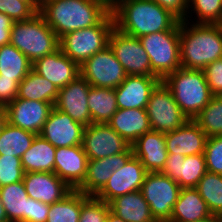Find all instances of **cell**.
Instances as JSON below:
<instances>
[{"label": "cell", "mask_w": 222, "mask_h": 222, "mask_svg": "<svg viewBox=\"0 0 222 222\" xmlns=\"http://www.w3.org/2000/svg\"><path fill=\"white\" fill-rule=\"evenodd\" d=\"M38 12L60 38L98 25L111 12V3L107 0H45Z\"/></svg>", "instance_id": "cell-1"}, {"label": "cell", "mask_w": 222, "mask_h": 222, "mask_svg": "<svg viewBox=\"0 0 222 222\" xmlns=\"http://www.w3.org/2000/svg\"><path fill=\"white\" fill-rule=\"evenodd\" d=\"M115 28L134 37L170 30L179 20L153 0H113Z\"/></svg>", "instance_id": "cell-2"}, {"label": "cell", "mask_w": 222, "mask_h": 222, "mask_svg": "<svg viewBox=\"0 0 222 222\" xmlns=\"http://www.w3.org/2000/svg\"><path fill=\"white\" fill-rule=\"evenodd\" d=\"M222 58L221 24H195L180 21L181 67L203 70Z\"/></svg>", "instance_id": "cell-3"}, {"label": "cell", "mask_w": 222, "mask_h": 222, "mask_svg": "<svg viewBox=\"0 0 222 222\" xmlns=\"http://www.w3.org/2000/svg\"><path fill=\"white\" fill-rule=\"evenodd\" d=\"M162 82L189 120H194L213 97L203 70L180 67Z\"/></svg>", "instance_id": "cell-4"}, {"label": "cell", "mask_w": 222, "mask_h": 222, "mask_svg": "<svg viewBox=\"0 0 222 222\" xmlns=\"http://www.w3.org/2000/svg\"><path fill=\"white\" fill-rule=\"evenodd\" d=\"M10 44L33 63L56 51L59 38L38 12L31 19L13 22Z\"/></svg>", "instance_id": "cell-5"}, {"label": "cell", "mask_w": 222, "mask_h": 222, "mask_svg": "<svg viewBox=\"0 0 222 222\" xmlns=\"http://www.w3.org/2000/svg\"><path fill=\"white\" fill-rule=\"evenodd\" d=\"M138 39L148 54L153 76L162 81L181 67L180 21L170 30L150 33Z\"/></svg>", "instance_id": "cell-6"}, {"label": "cell", "mask_w": 222, "mask_h": 222, "mask_svg": "<svg viewBox=\"0 0 222 222\" xmlns=\"http://www.w3.org/2000/svg\"><path fill=\"white\" fill-rule=\"evenodd\" d=\"M114 27V17L110 12L98 25L61 36L59 48L80 66L94 54L109 46V37Z\"/></svg>", "instance_id": "cell-7"}, {"label": "cell", "mask_w": 222, "mask_h": 222, "mask_svg": "<svg viewBox=\"0 0 222 222\" xmlns=\"http://www.w3.org/2000/svg\"><path fill=\"white\" fill-rule=\"evenodd\" d=\"M145 109L152 131L171 132L189 120L162 81L151 92Z\"/></svg>", "instance_id": "cell-8"}, {"label": "cell", "mask_w": 222, "mask_h": 222, "mask_svg": "<svg viewBox=\"0 0 222 222\" xmlns=\"http://www.w3.org/2000/svg\"><path fill=\"white\" fill-rule=\"evenodd\" d=\"M180 189L177 182L161 172H147L140 191L155 220L163 221L170 220Z\"/></svg>", "instance_id": "cell-9"}, {"label": "cell", "mask_w": 222, "mask_h": 222, "mask_svg": "<svg viewBox=\"0 0 222 222\" xmlns=\"http://www.w3.org/2000/svg\"><path fill=\"white\" fill-rule=\"evenodd\" d=\"M79 68L80 76L94 87L115 89L127 76L110 46L84 61Z\"/></svg>", "instance_id": "cell-10"}, {"label": "cell", "mask_w": 222, "mask_h": 222, "mask_svg": "<svg viewBox=\"0 0 222 222\" xmlns=\"http://www.w3.org/2000/svg\"><path fill=\"white\" fill-rule=\"evenodd\" d=\"M109 46L127 75L153 76L148 54L137 37L114 27L109 37Z\"/></svg>", "instance_id": "cell-11"}, {"label": "cell", "mask_w": 222, "mask_h": 222, "mask_svg": "<svg viewBox=\"0 0 222 222\" xmlns=\"http://www.w3.org/2000/svg\"><path fill=\"white\" fill-rule=\"evenodd\" d=\"M131 145L107 123H91L83 130L82 147L88 160L125 152Z\"/></svg>", "instance_id": "cell-12"}, {"label": "cell", "mask_w": 222, "mask_h": 222, "mask_svg": "<svg viewBox=\"0 0 222 222\" xmlns=\"http://www.w3.org/2000/svg\"><path fill=\"white\" fill-rule=\"evenodd\" d=\"M146 174L140 160L133 155L125 165L112 172L110 179L95 197L109 203L118 196L139 191Z\"/></svg>", "instance_id": "cell-13"}, {"label": "cell", "mask_w": 222, "mask_h": 222, "mask_svg": "<svg viewBox=\"0 0 222 222\" xmlns=\"http://www.w3.org/2000/svg\"><path fill=\"white\" fill-rule=\"evenodd\" d=\"M54 105L16 98L6 106L7 122L39 135Z\"/></svg>", "instance_id": "cell-14"}, {"label": "cell", "mask_w": 222, "mask_h": 222, "mask_svg": "<svg viewBox=\"0 0 222 222\" xmlns=\"http://www.w3.org/2000/svg\"><path fill=\"white\" fill-rule=\"evenodd\" d=\"M84 128L68 114L53 107L39 135L55 148L70 147L82 145Z\"/></svg>", "instance_id": "cell-15"}, {"label": "cell", "mask_w": 222, "mask_h": 222, "mask_svg": "<svg viewBox=\"0 0 222 222\" xmlns=\"http://www.w3.org/2000/svg\"><path fill=\"white\" fill-rule=\"evenodd\" d=\"M90 84L80 75L68 85L59 89L54 107L68 114L74 121L83 126L91 124L88 108Z\"/></svg>", "instance_id": "cell-16"}, {"label": "cell", "mask_w": 222, "mask_h": 222, "mask_svg": "<svg viewBox=\"0 0 222 222\" xmlns=\"http://www.w3.org/2000/svg\"><path fill=\"white\" fill-rule=\"evenodd\" d=\"M23 183L29 198L49 205L63 200L73 191L54 172L24 173Z\"/></svg>", "instance_id": "cell-17"}, {"label": "cell", "mask_w": 222, "mask_h": 222, "mask_svg": "<svg viewBox=\"0 0 222 222\" xmlns=\"http://www.w3.org/2000/svg\"><path fill=\"white\" fill-rule=\"evenodd\" d=\"M207 172L204 154L190 156L168 154L161 173L177 182L180 188H196Z\"/></svg>", "instance_id": "cell-18"}, {"label": "cell", "mask_w": 222, "mask_h": 222, "mask_svg": "<svg viewBox=\"0 0 222 222\" xmlns=\"http://www.w3.org/2000/svg\"><path fill=\"white\" fill-rule=\"evenodd\" d=\"M32 70L53 83L58 89L65 87L80 75L79 65L60 48L32 63Z\"/></svg>", "instance_id": "cell-19"}, {"label": "cell", "mask_w": 222, "mask_h": 222, "mask_svg": "<svg viewBox=\"0 0 222 222\" xmlns=\"http://www.w3.org/2000/svg\"><path fill=\"white\" fill-rule=\"evenodd\" d=\"M132 156L133 150L130 146L123 153L88 160L86 177L76 190L85 195L95 196L110 179L112 172L120 169Z\"/></svg>", "instance_id": "cell-20"}, {"label": "cell", "mask_w": 222, "mask_h": 222, "mask_svg": "<svg viewBox=\"0 0 222 222\" xmlns=\"http://www.w3.org/2000/svg\"><path fill=\"white\" fill-rule=\"evenodd\" d=\"M88 158L82 145L58 147L55 151L54 173L76 190L87 174Z\"/></svg>", "instance_id": "cell-21"}, {"label": "cell", "mask_w": 222, "mask_h": 222, "mask_svg": "<svg viewBox=\"0 0 222 222\" xmlns=\"http://www.w3.org/2000/svg\"><path fill=\"white\" fill-rule=\"evenodd\" d=\"M160 82L155 76L127 75L115 88L118 109H145L151 92Z\"/></svg>", "instance_id": "cell-22"}, {"label": "cell", "mask_w": 222, "mask_h": 222, "mask_svg": "<svg viewBox=\"0 0 222 222\" xmlns=\"http://www.w3.org/2000/svg\"><path fill=\"white\" fill-rule=\"evenodd\" d=\"M207 139L208 136L194 120H188L176 130L165 133L168 154H203Z\"/></svg>", "instance_id": "cell-23"}, {"label": "cell", "mask_w": 222, "mask_h": 222, "mask_svg": "<svg viewBox=\"0 0 222 222\" xmlns=\"http://www.w3.org/2000/svg\"><path fill=\"white\" fill-rule=\"evenodd\" d=\"M137 157L147 172H161L165 166L168 151L165 133L150 131L140 136L132 145Z\"/></svg>", "instance_id": "cell-24"}, {"label": "cell", "mask_w": 222, "mask_h": 222, "mask_svg": "<svg viewBox=\"0 0 222 222\" xmlns=\"http://www.w3.org/2000/svg\"><path fill=\"white\" fill-rule=\"evenodd\" d=\"M107 124L129 145L151 131L146 109H118Z\"/></svg>", "instance_id": "cell-25"}, {"label": "cell", "mask_w": 222, "mask_h": 222, "mask_svg": "<svg viewBox=\"0 0 222 222\" xmlns=\"http://www.w3.org/2000/svg\"><path fill=\"white\" fill-rule=\"evenodd\" d=\"M212 213L196 188H181L173 206L171 222H196Z\"/></svg>", "instance_id": "cell-26"}, {"label": "cell", "mask_w": 222, "mask_h": 222, "mask_svg": "<svg viewBox=\"0 0 222 222\" xmlns=\"http://www.w3.org/2000/svg\"><path fill=\"white\" fill-rule=\"evenodd\" d=\"M110 211L125 222H155L141 191L118 196L109 202Z\"/></svg>", "instance_id": "cell-27"}, {"label": "cell", "mask_w": 222, "mask_h": 222, "mask_svg": "<svg viewBox=\"0 0 222 222\" xmlns=\"http://www.w3.org/2000/svg\"><path fill=\"white\" fill-rule=\"evenodd\" d=\"M56 148L40 135H36L30 148L22 155L21 163L27 172H54Z\"/></svg>", "instance_id": "cell-28"}, {"label": "cell", "mask_w": 222, "mask_h": 222, "mask_svg": "<svg viewBox=\"0 0 222 222\" xmlns=\"http://www.w3.org/2000/svg\"><path fill=\"white\" fill-rule=\"evenodd\" d=\"M0 198L9 222H27L29 197L23 181L0 187Z\"/></svg>", "instance_id": "cell-29"}, {"label": "cell", "mask_w": 222, "mask_h": 222, "mask_svg": "<svg viewBox=\"0 0 222 222\" xmlns=\"http://www.w3.org/2000/svg\"><path fill=\"white\" fill-rule=\"evenodd\" d=\"M88 108L91 123H108L118 110L115 89L90 86Z\"/></svg>", "instance_id": "cell-30"}, {"label": "cell", "mask_w": 222, "mask_h": 222, "mask_svg": "<svg viewBox=\"0 0 222 222\" xmlns=\"http://www.w3.org/2000/svg\"><path fill=\"white\" fill-rule=\"evenodd\" d=\"M58 92L59 89L53 83L31 70L19 83L17 98L55 105Z\"/></svg>", "instance_id": "cell-31"}, {"label": "cell", "mask_w": 222, "mask_h": 222, "mask_svg": "<svg viewBox=\"0 0 222 222\" xmlns=\"http://www.w3.org/2000/svg\"><path fill=\"white\" fill-rule=\"evenodd\" d=\"M32 70V62L12 44L0 46V77L21 82Z\"/></svg>", "instance_id": "cell-32"}, {"label": "cell", "mask_w": 222, "mask_h": 222, "mask_svg": "<svg viewBox=\"0 0 222 222\" xmlns=\"http://www.w3.org/2000/svg\"><path fill=\"white\" fill-rule=\"evenodd\" d=\"M36 134L6 122L0 132V155L21 158L30 148Z\"/></svg>", "instance_id": "cell-33"}, {"label": "cell", "mask_w": 222, "mask_h": 222, "mask_svg": "<svg viewBox=\"0 0 222 222\" xmlns=\"http://www.w3.org/2000/svg\"><path fill=\"white\" fill-rule=\"evenodd\" d=\"M89 197L78 190H73L63 200L49 205L47 222H79L81 205Z\"/></svg>", "instance_id": "cell-34"}, {"label": "cell", "mask_w": 222, "mask_h": 222, "mask_svg": "<svg viewBox=\"0 0 222 222\" xmlns=\"http://www.w3.org/2000/svg\"><path fill=\"white\" fill-rule=\"evenodd\" d=\"M212 215L222 214V175L206 172L196 186Z\"/></svg>", "instance_id": "cell-35"}, {"label": "cell", "mask_w": 222, "mask_h": 222, "mask_svg": "<svg viewBox=\"0 0 222 222\" xmlns=\"http://www.w3.org/2000/svg\"><path fill=\"white\" fill-rule=\"evenodd\" d=\"M200 129L209 137L222 135V96H213L194 118Z\"/></svg>", "instance_id": "cell-36"}, {"label": "cell", "mask_w": 222, "mask_h": 222, "mask_svg": "<svg viewBox=\"0 0 222 222\" xmlns=\"http://www.w3.org/2000/svg\"><path fill=\"white\" fill-rule=\"evenodd\" d=\"M192 11L197 16L195 22L190 19L193 16ZM185 20L195 24H221L222 0H188Z\"/></svg>", "instance_id": "cell-37"}, {"label": "cell", "mask_w": 222, "mask_h": 222, "mask_svg": "<svg viewBox=\"0 0 222 222\" xmlns=\"http://www.w3.org/2000/svg\"><path fill=\"white\" fill-rule=\"evenodd\" d=\"M38 9L27 0H0V12L13 22L31 19Z\"/></svg>", "instance_id": "cell-38"}, {"label": "cell", "mask_w": 222, "mask_h": 222, "mask_svg": "<svg viewBox=\"0 0 222 222\" xmlns=\"http://www.w3.org/2000/svg\"><path fill=\"white\" fill-rule=\"evenodd\" d=\"M109 213V203L90 196L81 205L79 222H106Z\"/></svg>", "instance_id": "cell-39"}, {"label": "cell", "mask_w": 222, "mask_h": 222, "mask_svg": "<svg viewBox=\"0 0 222 222\" xmlns=\"http://www.w3.org/2000/svg\"><path fill=\"white\" fill-rule=\"evenodd\" d=\"M21 158L0 155V187L23 181Z\"/></svg>", "instance_id": "cell-40"}, {"label": "cell", "mask_w": 222, "mask_h": 222, "mask_svg": "<svg viewBox=\"0 0 222 222\" xmlns=\"http://www.w3.org/2000/svg\"><path fill=\"white\" fill-rule=\"evenodd\" d=\"M203 154L207 172L222 175V135L209 137Z\"/></svg>", "instance_id": "cell-41"}, {"label": "cell", "mask_w": 222, "mask_h": 222, "mask_svg": "<svg viewBox=\"0 0 222 222\" xmlns=\"http://www.w3.org/2000/svg\"><path fill=\"white\" fill-rule=\"evenodd\" d=\"M213 96H222V58L208 64L203 69Z\"/></svg>", "instance_id": "cell-42"}, {"label": "cell", "mask_w": 222, "mask_h": 222, "mask_svg": "<svg viewBox=\"0 0 222 222\" xmlns=\"http://www.w3.org/2000/svg\"><path fill=\"white\" fill-rule=\"evenodd\" d=\"M19 81L0 77V105L7 106L17 98Z\"/></svg>", "instance_id": "cell-43"}, {"label": "cell", "mask_w": 222, "mask_h": 222, "mask_svg": "<svg viewBox=\"0 0 222 222\" xmlns=\"http://www.w3.org/2000/svg\"><path fill=\"white\" fill-rule=\"evenodd\" d=\"M49 204L29 198L27 222H47Z\"/></svg>", "instance_id": "cell-44"}, {"label": "cell", "mask_w": 222, "mask_h": 222, "mask_svg": "<svg viewBox=\"0 0 222 222\" xmlns=\"http://www.w3.org/2000/svg\"><path fill=\"white\" fill-rule=\"evenodd\" d=\"M157 2L161 7L168 10L179 21L185 20L188 0H153Z\"/></svg>", "instance_id": "cell-45"}, {"label": "cell", "mask_w": 222, "mask_h": 222, "mask_svg": "<svg viewBox=\"0 0 222 222\" xmlns=\"http://www.w3.org/2000/svg\"><path fill=\"white\" fill-rule=\"evenodd\" d=\"M12 24L13 21L0 12V46L10 43Z\"/></svg>", "instance_id": "cell-46"}, {"label": "cell", "mask_w": 222, "mask_h": 222, "mask_svg": "<svg viewBox=\"0 0 222 222\" xmlns=\"http://www.w3.org/2000/svg\"><path fill=\"white\" fill-rule=\"evenodd\" d=\"M7 122L6 106L0 105V132Z\"/></svg>", "instance_id": "cell-47"}, {"label": "cell", "mask_w": 222, "mask_h": 222, "mask_svg": "<svg viewBox=\"0 0 222 222\" xmlns=\"http://www.w3.org/2000/svg\"><path fill=\"white\" fill-rule=\"evenodd\" d=\"M0 222H9L1 198H0Z\"/></svg>", "instance_id": "cell-48"}, {"label": "cell", "mask_w": 222, "mask_h": 222, "mask_svg": "<svg viewBox=\"0 0 222 222\" xmlns=\"http://www.w3.org/2000/svg\"><path fill=\"white\" fill-rule=\"evenodd\" d=\"M106 222H125L122 218L117 217L115 214H113L111 211L108 214V217L106 219Z\"/></svg>", "instance_id": "cell-49"}, {"label": "cell", "mask_w": 222, "mask_h": 222, "mask_svg": "<svg viewBox=\"0 0 222 222\" xmlns=\"http://www.w3.org/2000/svg\"><path fill=\"white\" fill-rule=\"evenodd\" d=\"M196 222H220L219 215H211V216L207 217L206 219L199 220Z\"/></svg>", "instance_id": "cell-50"}, {"label": "cell", "mask_w": 222, "mask_h": 222, "mask_svg": "<svg viewBox=\"0 0 222 222\" xmlns=\"http://www.w3.org/2000/svg\"><path fill=\"white\" fill-rule=\"evenodd\" d=\"M30 1L38 10L40 9V6L42 4L41 0H27Z\"/></svg>", "instance_id": "cell-51"}, {"label": "cell", "mask_w": 222, "mask_h": 222, "mask_svg": "<svg viewBox=\"0 0 222 222\" xmlns=\"http://www.w3.org/2000/svg\"><path fill=\"white\" fill-rule=\"evenodd\" d=\"M155 222H171L169 220H163V221H155Z\"/></svg>", "instance_id": "cell-52"}, {"label": "cell", "mask_w": 222, "mask_h": 222, "mask_svg": "<svg viewBox=\"0 0 222 222\" xmlns=\"http://www.w3.org/2000/svg\"><path fill=\"white\" fill-rule=\"evenodd\" d=\"M219 221L222 222V214L219 215Z\"/></svg>", "instance_id": "cell-53"}]
</instances>
